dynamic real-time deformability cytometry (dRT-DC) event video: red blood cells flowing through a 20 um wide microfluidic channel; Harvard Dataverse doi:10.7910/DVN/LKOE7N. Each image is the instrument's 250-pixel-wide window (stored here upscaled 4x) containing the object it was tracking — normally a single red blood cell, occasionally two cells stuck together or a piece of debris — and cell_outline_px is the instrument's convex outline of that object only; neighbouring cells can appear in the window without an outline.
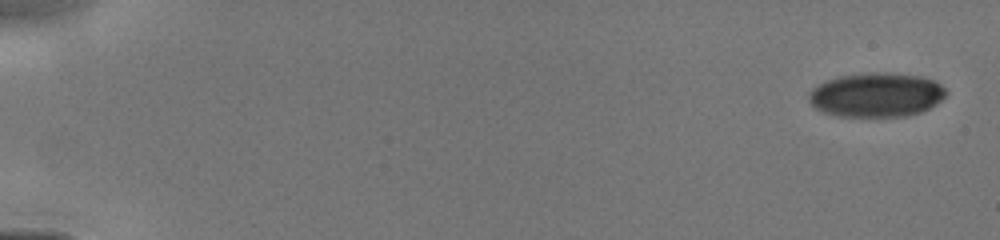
{"species": "human", "species_latin": "Homo sapiens", "temperature_condition": "cold", "stored_images_in_passage": 14, "camera_frame_rate_fps": 3000, "um_per_image_px": 0.085, "donor": {"sex": "male"}, "frame": {"image": 1, "passage_image": 1, "time_ms": 0.0, "image_size_px": [1000, 240], "cell_outline_px": [[948, 92], [936, 104], [920, 112], [908, 116], [840, 116], [824, 112], [816, 108], [808, 100], [808, 92], [812, 88], [828, 80], [840, 76], [872, 72], [884, 72], [920, 76], [932, 80], [940, 84]], "centroid_in_image_um": [74.48, 8.06], "position_along_channel_um": 10.5, "area_um2": 35.14}}
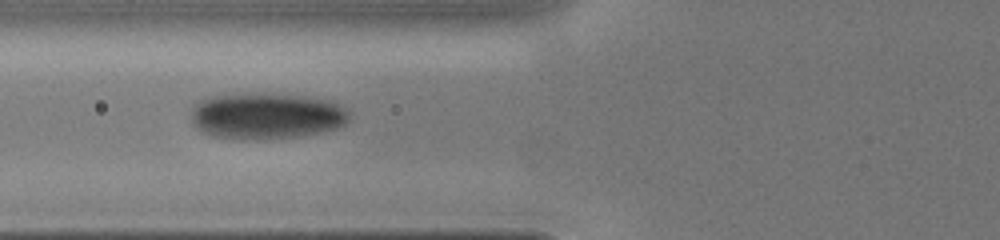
{"frame": {"image": 2, "passage_image": 12, "time_ms": 6.0, "image_size_px": [1000, 240], "cell_outline_px": [[348, 120], [344, 124], [336, 128], [320, 132], [300, 136], [264, 140], [240, 140], [212, 136], [200, 132], [192, 124], [192, 108], [200, 100], [212, 96], [232, 92], [264, 92], [308, 96], [332, 100], [344, 108], [348, 112]], "centroid_in_image_um": [22.59, 9.83], "position_along_channel_um": 103.2, "area_um2": 43.87}}
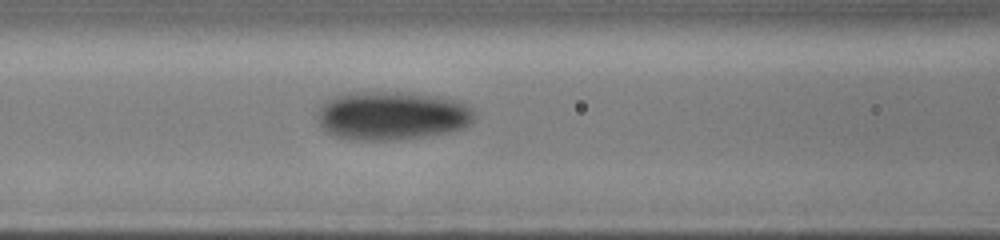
{"frame": {"image": 3, "passage_image": 14, "time_ms": 6.667, "image_size_px": [1000, 240], "cell_outline_px": [[476, 120], [464, 128], [448, 132], [424, 136], [388, 140], [352, 140], [336, 136], [328, 132], [320, 124], [316, 116], [324, 100], [332, 96], [348, 92], [400, 92], [444, 96], [460, 100], [472, 108], [476, 112]], "centroid_in_image_um": [33.36, 9.81], "position_along_channel_um": 133.2, "area_um2": 45.14}}